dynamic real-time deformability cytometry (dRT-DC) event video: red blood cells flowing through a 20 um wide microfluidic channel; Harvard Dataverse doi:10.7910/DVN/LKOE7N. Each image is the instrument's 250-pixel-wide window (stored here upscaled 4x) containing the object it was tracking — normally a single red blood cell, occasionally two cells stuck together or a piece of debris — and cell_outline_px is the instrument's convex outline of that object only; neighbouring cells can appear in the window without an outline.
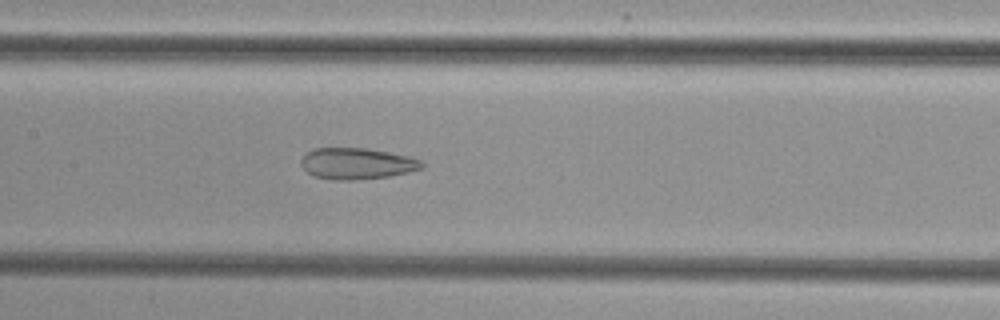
{"species": "common noctule bat (a hibernating species)", "species_latin": "Nyctalus noctula", "temperature_condition": "cold", "stored_images_in_passage": 30, "camera_frame_rate_fps": 3000, "um_per_image_px": 0.085, "animal": {"sex": "female", "body_mass_g": 29.2, "forearm_length_mm": 56.3}, "frame": {"image": 1, "passage_image": 10, "time_ms": 3.0, "image_size_px": [1000, 320], "cell_outline_px": [[424, 168], [408, 172], [388, 176], [352, 180], [332, 180], [312, 176], [300, 164], [300, 160], [308, 152], [316, 148], [368, 148], [408, 156], [420, 160], [424, 164]], "centroid_in_image_um": [30.33, 13.9], "position_along_channel_um": 177.1, "area_um2": 21.96}}
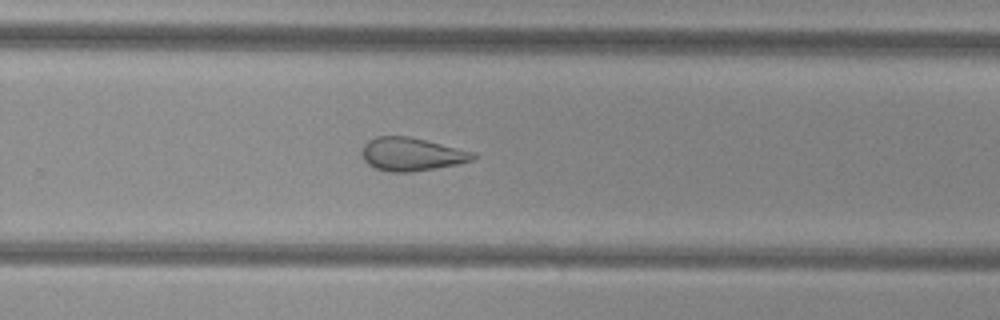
{"frame": {"image": 2, "passage_image": 19, "time_ms": 6.0, "image_size_px": [1000, 320], "cell_outline_px": [[480, 156], [472, 160], [456, 164], [412, 172], [388, 172], [376, 168], [368, 164], [364, 160], [360, 152], [364, 144], [368, 140], [376, 136], [408, 136], [476, 152]], "centroid_in_image_um": [34.98, 13.1], "position_along_channel_um": 294.8, "area_um2": 21.62}}
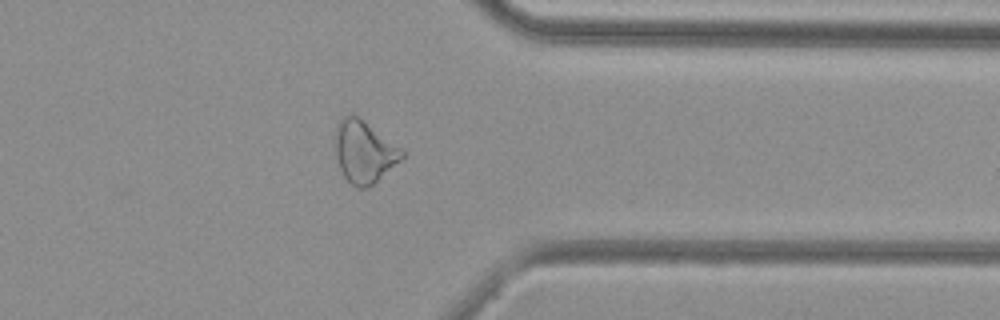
{"frame": {"image": 3, "passage_image": 26, "time_ms": 8.333, "image_size_px": [1000, 320], "cell_outline_px": [[404, 156], [400, 160], [368, 188], [356, 188], [344, 176], [340, 168], [336, 156], [332, 140], [336, 124], [344, 116], [352, 112], [400, 148], [404, 152]], "centroid_in_image_um": [30.87, 12.88], "position_along_channel_um": 380.5, "area_um2": 24.04}}